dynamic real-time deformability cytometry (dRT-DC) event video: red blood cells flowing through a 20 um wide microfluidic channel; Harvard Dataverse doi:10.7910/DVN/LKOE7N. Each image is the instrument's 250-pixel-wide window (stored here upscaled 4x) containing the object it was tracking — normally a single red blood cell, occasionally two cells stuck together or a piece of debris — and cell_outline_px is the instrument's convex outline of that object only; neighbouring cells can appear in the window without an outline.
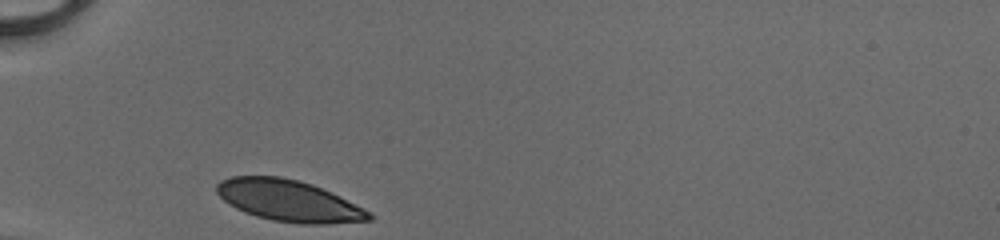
{"species": "human", "species_latin": "Homo sapiens", "temperature_condition": "cold", "stored_images_in_passage": 26, "camera_frame_rate_fps": 3000, "um_per_image_px": 0.085, "donor": {"sex": "male"}, "frame": {"image": 1, "passage_image": 1, "time_ms": 0.0, "image_size_px": [1000, 240], "cell_outline_px": [[372, 220], [328, 224], [300, 224], [272, 220], [256, 216], [244, 212], [236, 208], [224, 200], [216, 192], [216, 184], [220, 180], [232, 176], [280, 176], [312, 184], [332, 192], [368, 212], [372, 216]], "centroid_in_image_um": [24.5, 17.06], "position_along_channel_um": 60.5, "area_um2": 36.47}}
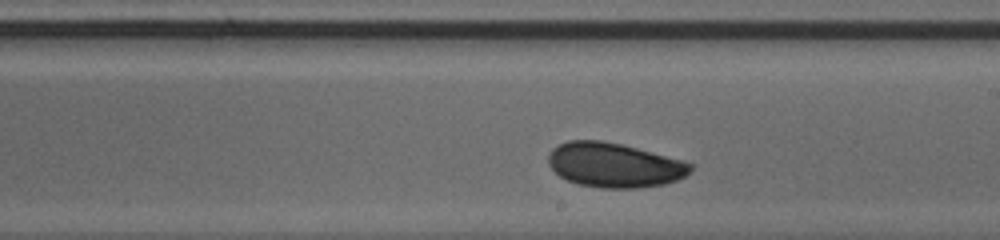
{"frame": {"image": 2, "passage_image": 15, "time_ms": 4.667, "image_size_px": [1000, 240], "cell_outline_px": [[692, 168], [684, 176], [676, 180], [664, 184], [640, 188], [600, 188], [576, 184], [560, 176], [548, 164], [548, 152], [556, 144], [568, 140], [600, 140], [620, 144], [684, 160], [692, 164]], "centroid_in_image_um": [52.17, 14.03], "position_along_channel_um": 236.8, "area_um2": 36.99}}
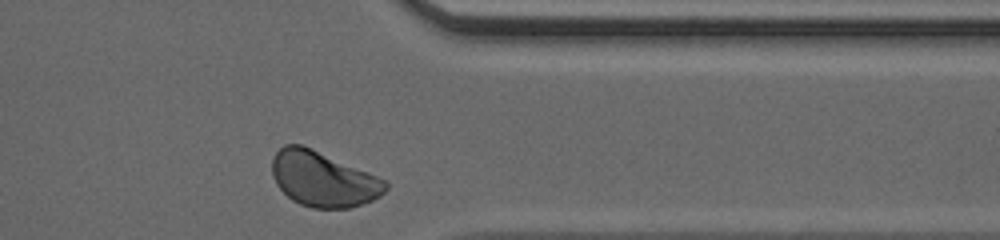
{"frame": {"image": 3, "passage_image": 26, "time_ms": 8.333, "image_size_px": [1000, 240], "cell_outline_px": [[388, 188], [380, 196], [372, 200], [348, 208], [312, 208], [300, 204], [292, 200], [276, 184], [272, 176], [272, 160], [276, 152], [284, 144], [300, 144], [368, 172], [384, 180], [388, 184]], "centroid_in_image_um": [27.44, 15.23], "position_along_channel_um": 384.0, "area_um2": 36.01}, "authors_computed_cell_mechanics": {"area_um2": 36.7608, "velocity_mm_per_s": 4.0827, "shape_relaxation_time_tau1_ms": 7.1177, "shape_relaxation_time_tau2_ms": null, "deformation_change_tau1": 0.1441, "deformation_change_tau2": null}}